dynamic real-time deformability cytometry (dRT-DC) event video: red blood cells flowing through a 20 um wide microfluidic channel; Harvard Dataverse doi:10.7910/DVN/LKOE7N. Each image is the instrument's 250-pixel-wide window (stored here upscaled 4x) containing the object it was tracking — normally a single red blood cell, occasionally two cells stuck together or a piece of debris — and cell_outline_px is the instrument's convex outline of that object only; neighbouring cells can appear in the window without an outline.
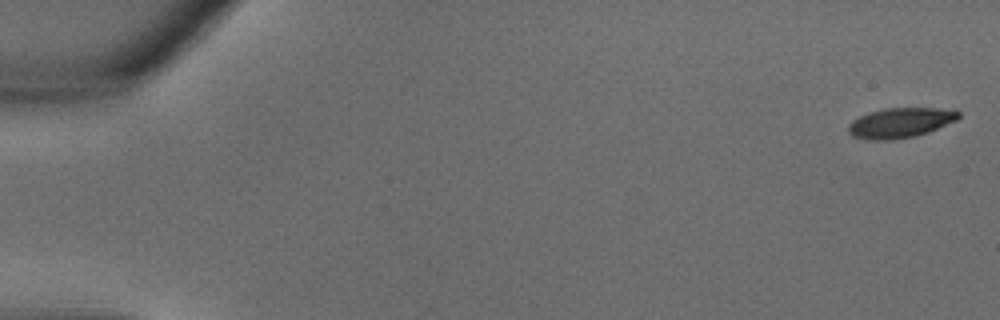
{"species": "common noctule bat (a hibernating species)", "species_latin": "Nyctalus noctula", "temperature_condition": "warm", "stored_images_in_passage": 35, "camera_frame_rate_fps": 3000, "um_per_image_px": 0.085, "animal": {"sex": "male", "body_mass_g": 18.8}, "frame": {"image": 1, "passage_image": 1, "time_ms": 0.0, "image_size_px": [1000, 320], "cell_outline_px": [[960, 116], [956, 120], [928, 132], [916, 136], [892, 140], [868, 140], [852, 136], [848, 132], [848, 124], [852, 120], [860, 116], [884, 108], [956, 108], [960, 112]], "centroid_in_image_um": [76.55, 10.43], "position_along_channel_um": 8.5, "area_um2": 19.42}}
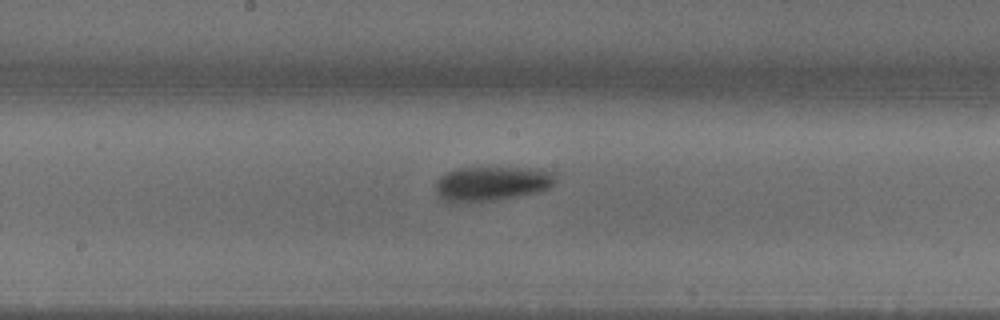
{"frame": {"image": 2, "passage_image": 19, "time_ms": 6.0, "image_size_px": [1000, 320], "cell_outline_px": [[556, 180], [548, 188], [536, 192], [516, 196], [488, 200], [456, 204], [448, 204], [436, 192], [436, 180], [444, 172], [460, 168], [532, 168], [552, 172]], "centroid_in_image_um": [41.71, 15.61], "position_along_channel_um": 206.5, "area_um2": 23.99}}
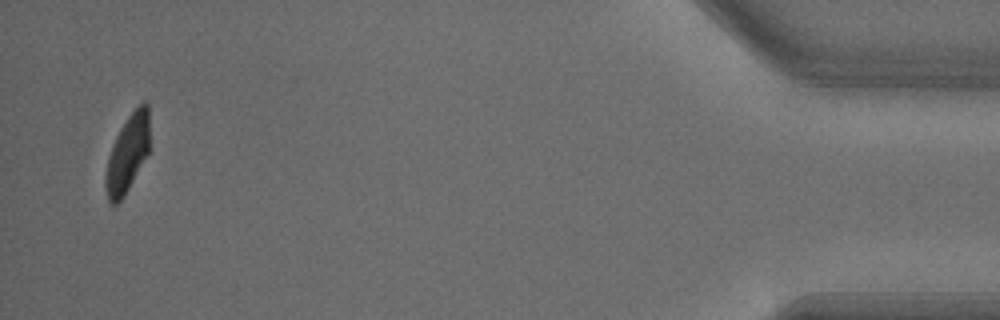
{"frame": {"image": 3, "passage_image": 34, "time_ms": 11.0, "image_size_px": [1000, 320], "cell_outline_px": [[148, 152], [124, 196], [116, 204], [112, 204], [108, 200], [104, 188], [104, 176], [108, 156], [112, 144], [120, 128], [128, 116], [144, 100], [148, 104]], "centroid_in_image_um": [10.79, 13.08], "position_along_channel_um": 424.4, "area_um2": 19.59}}